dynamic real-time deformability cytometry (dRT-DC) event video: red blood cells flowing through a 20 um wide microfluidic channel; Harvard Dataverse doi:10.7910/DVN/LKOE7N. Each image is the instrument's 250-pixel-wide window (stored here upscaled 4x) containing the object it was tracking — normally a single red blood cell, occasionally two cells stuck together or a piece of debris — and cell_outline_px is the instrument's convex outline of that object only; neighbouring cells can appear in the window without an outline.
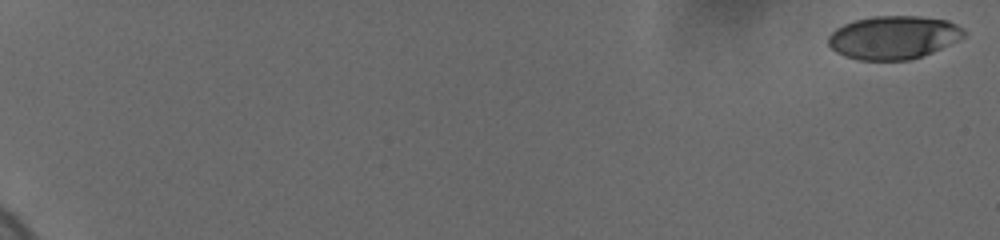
{"species": "human", "species_latin": "Homo sapiens", "temperature_condition": "cold", "stored_images_in_passage": 8, "camera_frame_rate_fps": 3000, "um_per_image_px": 0.085, "donor": {"sex": "female"}, "frame": {"image": 1, "passage_image": 1, "time_ms": 0.0, "image_size_px": [1000, 240], "cell_outline_px": [[964, 36], [932, 52], [908, 60], [856, 60], [844, 56], [836, 52], [828, 44], [828, 36], [836, 28], [844, 24], [856, 20], [872, 16], [920, 16], [948, 20], [956, 24], [964, 32]], "centroid_in_image_um": [75.89, 3.18], "position_along_channel_um": 9.1, "area_um2": 33.93}}
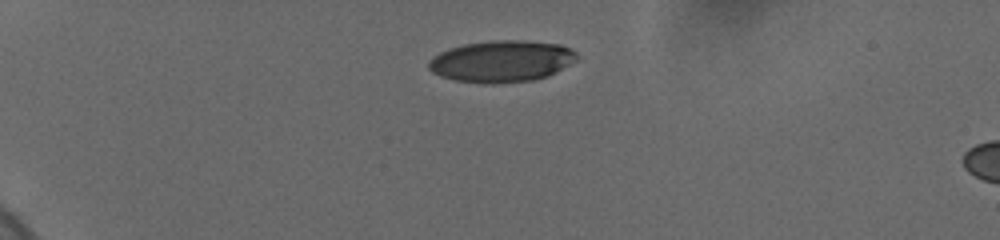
{"frame": {"image": 2, "passage_image": 6, "time_ms": 5.333, "image_size_px": [1000, 240], "cell_outline_px": [[576, 60], [548, 76], [532, 80], [492, 84], [488, 84], [456, 80], [440, 76], [432, 72], [428, 68], [428, 60], [432, 56], [448, 48], [464, 44], [488, 40], [520, 40], [560, 44], [576, 52]], "centroid_in_image_um": [42.58, 5.2], "position_along_channel_um": 42.4, "area_um2": 35.95}}